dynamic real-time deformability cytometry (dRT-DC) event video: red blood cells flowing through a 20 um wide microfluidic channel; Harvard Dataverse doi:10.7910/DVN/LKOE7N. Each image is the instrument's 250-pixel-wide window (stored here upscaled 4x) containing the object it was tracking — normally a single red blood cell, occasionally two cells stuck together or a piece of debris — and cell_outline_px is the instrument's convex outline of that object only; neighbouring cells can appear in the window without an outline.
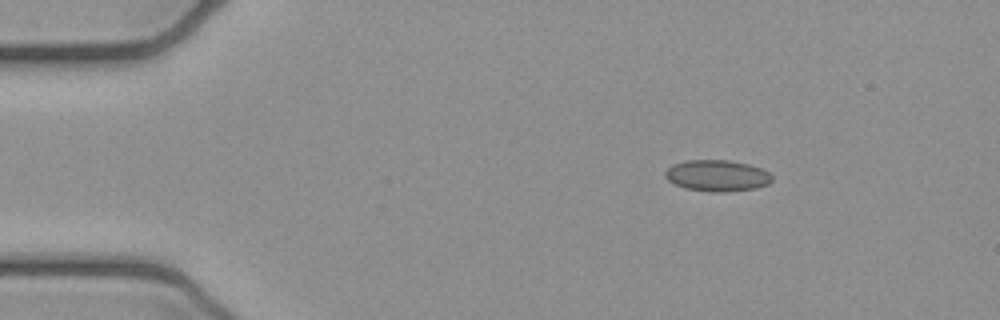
{"species": "common noctule bat (a hibernating species)", "species_latin": "Nyctalus noctula", "temperature_condition": "cold", "stored_images_in_passage": 4, "camera_frame_rate_fps": 3000, "um_per_image_px": 0.085, "animal": {"sex": "female", "body_mass_g": 21.9}, "frame": {"image": 1, "passage_image": 2, "time_ms": 0.333, "image_size_px": [1000, 320], "cell_outline_px": [[772, 180], [768, 184], [756, 188], [724, 192], [712, 192], [684, 188], [668, 180], [664, 176], [664, 172], [672, 164], [684, 160], [728, 160], [748, 164], [760, 168], [768, 172], [772, 176]], "centroid_in_image_um": [60.93, 14.92], "position_along_channel_um": 24.1, "area_um2": 19.54}}